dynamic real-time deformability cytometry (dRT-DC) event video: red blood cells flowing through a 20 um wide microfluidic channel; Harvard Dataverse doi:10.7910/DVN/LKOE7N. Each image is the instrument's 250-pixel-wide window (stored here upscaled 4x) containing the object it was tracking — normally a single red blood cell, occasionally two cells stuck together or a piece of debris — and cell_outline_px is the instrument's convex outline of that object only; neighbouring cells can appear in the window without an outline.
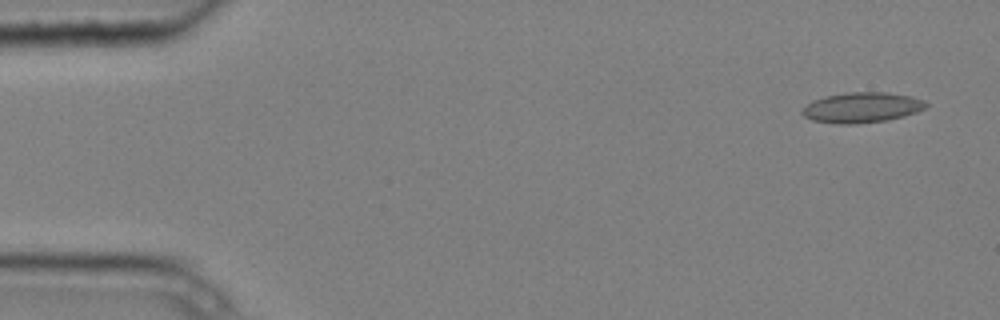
{"species": "common noctule bat (a hibernating species)", "species_latin": "Nyctalus noctula", "temperature_condition": "cold", "stored_images_in_passage": 4, "camera_frame_rate_fps": 3000, "um_per_image_px": 0.085, "animal": {"sex": "male", "body_mass_g": 20.4}, "frame": {"image": 1, "passage_image": 1, "time_ms": 0.0, "image_size_px": [1000, 320], "cell_outline_px": [[928, 104], [924, 108], [916, 112], [904, 116], [888, 120], [856, 124], [836, 124], [812, 120], [804, 116], [800, 112], [812, 100], [828, 96], [848, 92], [888, 92], [912, 96], [924, 100]], "centroid_in_image_um": [73.27, 9.14], "position_along_channel_um": 11.7, "area_um2": 21.91}}
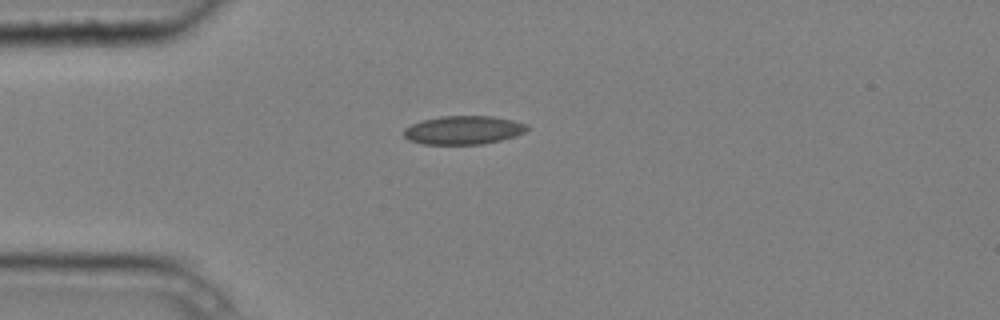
{"frame": {"image": 2, "passage_image": 4, "time_ms": 1.0, "image_size_px": [1000, 320], "cell_outline_px": [[528, 128], [524, 132], [516, 136], [500, 140], [480, 144], [424, 144], [408, 140], [404, 136], [404, 128], [420, 120], [440, 116], [492, 116], [512, 120], [528, 124]], "centroid_in_image_um": [39.37, 11.05], "position_along_channel_um": 45.6, "area_um2": 20.52}}